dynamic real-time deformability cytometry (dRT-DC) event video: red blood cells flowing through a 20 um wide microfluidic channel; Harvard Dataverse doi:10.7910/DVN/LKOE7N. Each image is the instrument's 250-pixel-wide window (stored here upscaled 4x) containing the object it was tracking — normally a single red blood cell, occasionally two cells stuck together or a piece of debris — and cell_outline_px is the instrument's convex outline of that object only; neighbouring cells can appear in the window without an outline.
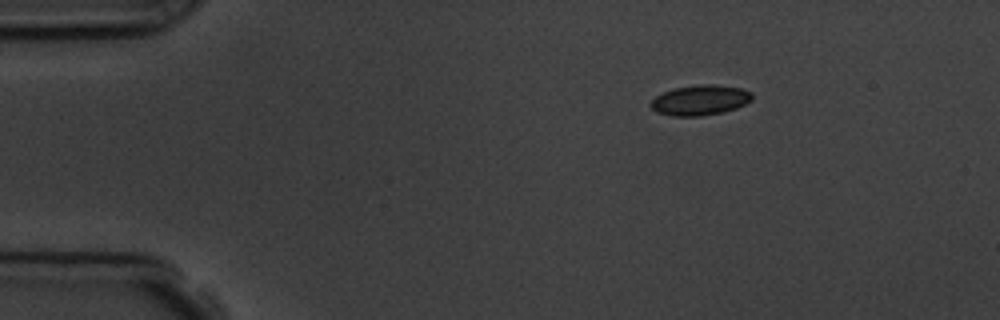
{"species": "common noctule bat (a hibernating species)", "species_latin": "Nyctalus noctula", "temperature_condition": "room temperature", "stored_images_in_passage": 3, "camera_frame_rate_fps": 3000, "um_per_image_px": 0.085, "animal": {"sex": "male", "body_mass_g": 19.5, "forearm_length_mm": 54.6}, "frame": {"image": 1, "passage_image": 3, "time_ms": 3.0, "image_size_px": [1000, 320], "cell_outline_px": [[752, 100], [736, 108], [724, 112], [700, 116], [672, 116], [656, 112], [648, 104], [656, 96], [672, 88], [700, 84], [712, 84], [740, 88], [752, 92]], "centroid_in_image_um": [59.49, 8.51], "position_along_channel_um": 25.5, "area_um2": 17.92}}